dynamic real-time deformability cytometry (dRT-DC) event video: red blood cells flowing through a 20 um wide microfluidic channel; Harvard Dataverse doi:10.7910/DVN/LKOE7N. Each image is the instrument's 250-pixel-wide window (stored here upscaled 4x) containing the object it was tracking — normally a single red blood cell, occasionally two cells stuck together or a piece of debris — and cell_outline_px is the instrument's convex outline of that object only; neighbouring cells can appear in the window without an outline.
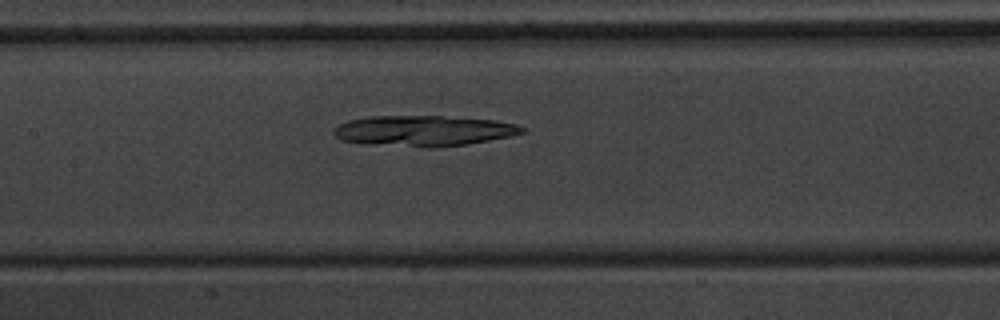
{"species": "common noctule bat (a hibernating species)", "species_latin": "Nyctalus noctula", "temperature_condition": "warm", "stored_images_in_passage": 42, "segment_of_instrument_passage": [1, 2], "camera_frame_rate_fps": 3000, "um_per_image_px": 0.085, "animal": {"sex": "male", "body_mass_g": 20.1, "forearm_length_mm": 53.5}, "frame": {"image": 1, "passage_image": 19, "time_ms": 6.0, "image_size_px": [1000, 320], "cell_outline_px": [[524, 132], [508, 136], [468, 144], [436, 148], [424, 148], [340, 140], [332, 132], [340, 124], [348, 120], [368, 116], [444, 116], [496, 120], [516, 124], [524, 128]], "centroid_in_image_um": [36.03, 11.11], "position_along_channel_um": 171.4, "area_um2": 33.35}}
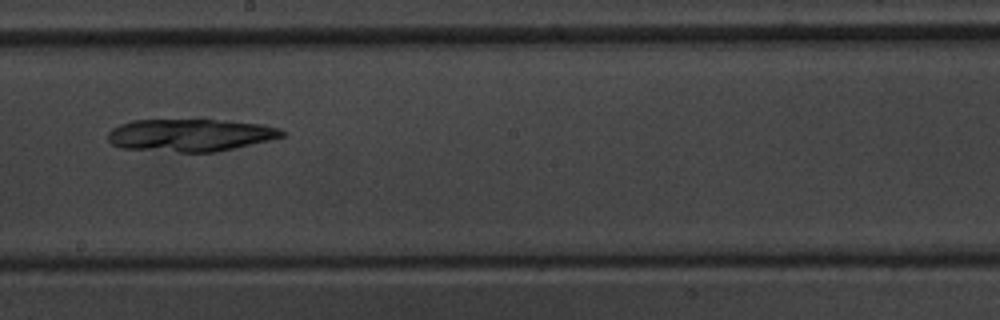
{"frame": {"image": 2, "passage_image": 24, "time_ms": 7.667, "image_size_px": [1000, 320], "cell_outline_px": [[284, 136], [268, 140], [216, 152], [180, 152], [120, 148], [112, 144], [108, 140], [108, 132], [112, 128], [120, 124], [132, 120], [216, 120], [264, 124], [280, 128], [284, 132]], "centroid_in_image_um": [16.14, 11.48], "position_along_channel_um": 232.1, "area_um2": 32.83}}
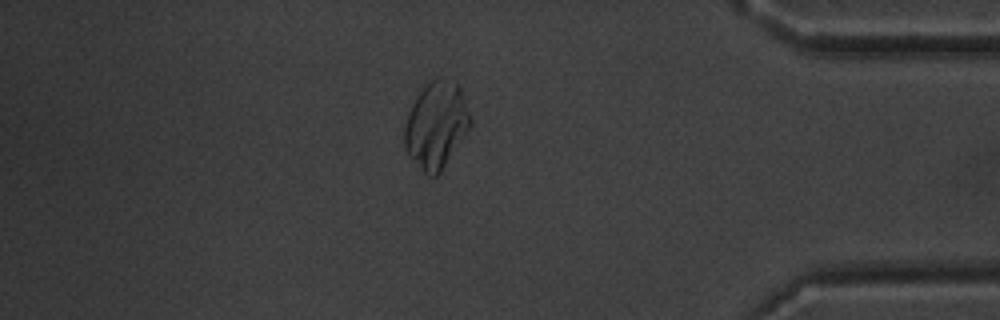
{"frame": {"image": 3, "passage_image": 40, "time_ms": 13.0, "image_size_px": [1000, 320], "cell_outline_px": [[472, 124], [440, 172], [436, 176], [428, 176], [424, 172], [404, 148], [404, 128], [408, 112], [416, 96], [424, 84], [428, 80], [440, 76], [460, 84], [472, 120]], "centroid_in_image_um": [37.08, 10.56], "position_along_channel_um": 398.1, "area_um2": 33.35}}